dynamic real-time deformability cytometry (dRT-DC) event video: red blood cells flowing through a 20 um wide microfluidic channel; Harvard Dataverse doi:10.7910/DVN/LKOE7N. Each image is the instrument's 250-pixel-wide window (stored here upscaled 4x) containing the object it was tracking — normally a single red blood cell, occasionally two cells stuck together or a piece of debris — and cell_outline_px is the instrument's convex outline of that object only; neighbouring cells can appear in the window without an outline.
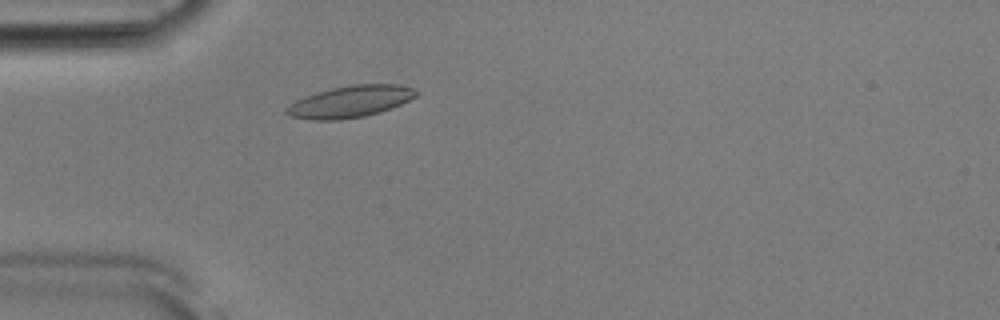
{"species": "Egyptian fruit bat (a non-hibernating species)", "species_latin": "Rousettus aegyptiacus", "temperature_condition": "room temperature", "stored_images_in_passage": 42, "camera_frame_rate_fps": 3000, "um_per_image_px": 0.085, "animal": {"sex": "male"}, "frame": {"image": 1, "passage_image": 5, "time_ms": 1.333, "image_size_px": [1000, 320], "cell_outline_px": [[420, 92], [416, 96], [400, 104], [380, 112], [364, 116], [336, 120], [312, 120], [288, 116], [284, 112], [284, 108], [288, 104], [296, 100], [316, 92], [332, 88], [352, 84], [400, 84], [412, 88]], "centroid_in_image_um": [29.73, 8.63], "position_along_channel_um": 55.3, "area_um2": 24.04}}
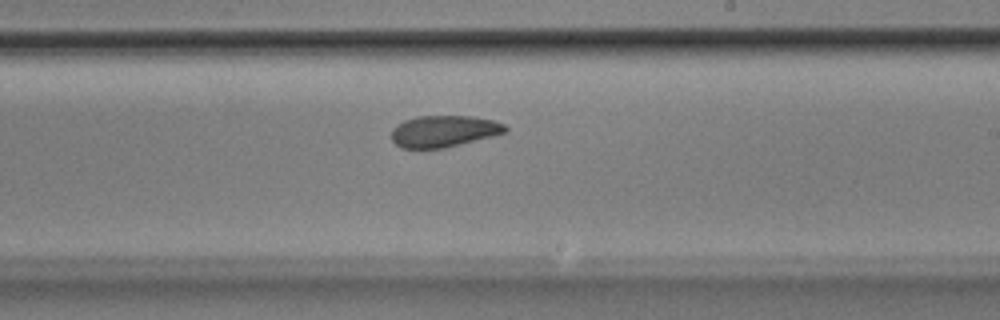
{"frame": {"image": 2, "passage_image": 21, "time_ms": 6.667, "image_size_px": [1000, 320], "cell_outline_px": [[508, 132], [444, 148], [400, 148], [392, 140], [392, 128], [396, 124], [404, 120], [416, 116], [472, 116], [492, 120], [504, 124], [508, 128]], "centroid_in_image_um": [37.71, 11.15], "position_along_channel_um": 251.3, "area_um2": 20.98}}
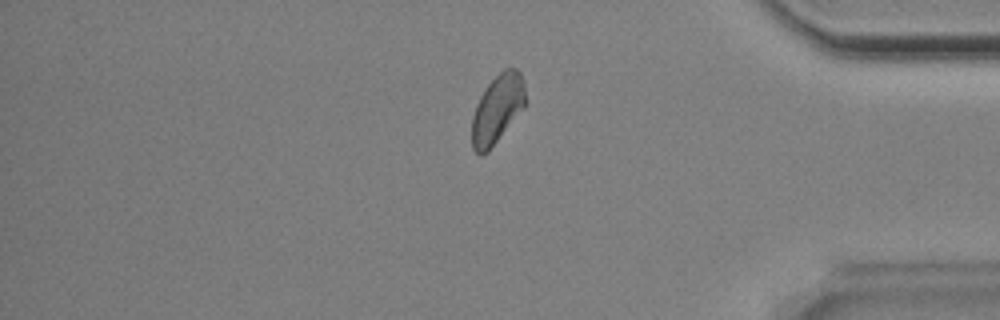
{"frame": {"image": 3, "passage_image": 34, "time_ms": 11.0, "image_size_px": [1000, 320], "cell_outline_px": [[524, 108], [488, 152], [480, 156], [472, 148], [472, 116], [476, 104], [480, 96], [488, 84], [504, 68], [516, 68], [520, 72], [524, 80]], "centroid_in_image_um": [42.26, 9.28], "position_along_channel_um": 392.9, "area_um2": 21.33}, "authors_computed_cell_mechanics": {"area_um2": 21.5305, "velocity_mm_per_s": 3.817, "shape_relaxation_time_tau1_ms": 7.0458, "shape_relaxation_time_tau2_ms": 4.7219, "deformation_change_tau1": 0.1359, "deformation_change_tau2": 0.1074}}